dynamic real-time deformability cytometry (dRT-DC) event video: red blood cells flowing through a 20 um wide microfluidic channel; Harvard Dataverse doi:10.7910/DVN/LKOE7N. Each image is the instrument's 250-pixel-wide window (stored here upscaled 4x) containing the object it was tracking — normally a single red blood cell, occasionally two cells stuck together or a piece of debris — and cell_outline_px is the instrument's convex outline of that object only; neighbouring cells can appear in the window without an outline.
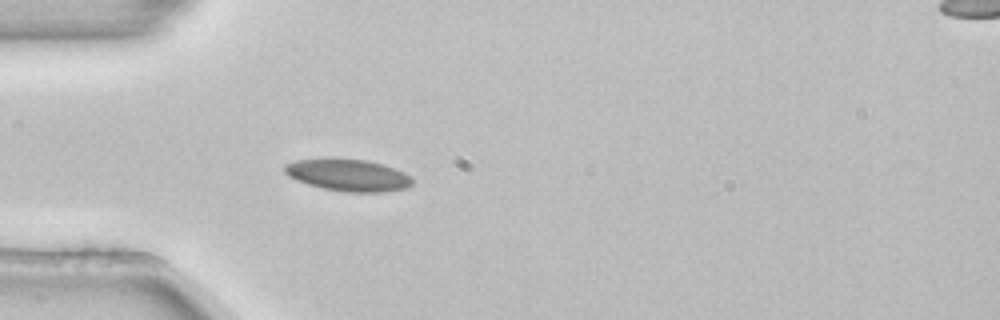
{"species": "common noctule bat (a hibernating species)", "species_latin": "Nyctalus noctula", "temperature_condition": "room temperature", "stored_images_in_passage": 4, "camera_frame_rate_fps": 3000, "um_per_image_px": 0.085, "animal": {"sex": "female", "body_mass_g": 22.7, "forearm_length_mm": 54.2}, "frame": {"image": 1, "passage_image": 4, "time_ms": 1.0, "image_size_px": [1000, 320], "cell_outline_px": [[412, 184], [404, 188], [384, 192], [344, 192], [324, 188], [308, 184], [296, 180], [288, 176], [284, 172], [284, 164], [296, 160], [368, 160], [404, 172], [412, 176]], "centroid_in_image_um": [29.59, 14.91], "position_along_channel_um": 55.4, "area_um2": 23.24}}